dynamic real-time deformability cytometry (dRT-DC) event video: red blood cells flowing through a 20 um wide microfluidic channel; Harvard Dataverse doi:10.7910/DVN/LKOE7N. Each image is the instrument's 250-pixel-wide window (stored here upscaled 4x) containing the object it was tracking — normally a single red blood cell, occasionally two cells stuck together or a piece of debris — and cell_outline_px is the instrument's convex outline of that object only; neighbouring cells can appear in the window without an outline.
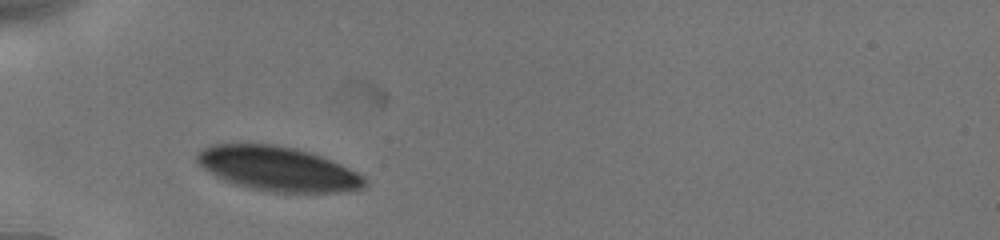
{"species": "human", "species_latin": "Homo sapiens", "temperature_condition": "cold", "stored_images_in_passage": 25, "camera_frame_rate_fps": 3000, "um_per_image_px": 0.085, "donor": {"sex": "male"}, "frame": {"image": 1, "passage_image": 4, "time_ms": 2.333, "image_size_px": [1000, 240], "cell_outline_px": [[368, 184], [364, 188], [344, 192], [268, 192], [248, 188], [232, 184], [208, 172], [196, 160], [196, 152], [200, 148], [212, 144], [272, 144], [296, 148], [312, 152], [332, 160], [364, 176], [368, 180]], "centroid_in_image_um": [23.62, 14.35], "position_along_channel_um": 61.4, "area_um2": 43.87}}
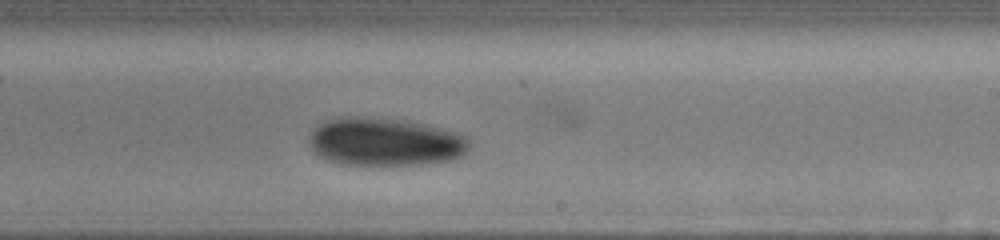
{"frame": {"image": 2, "passage_image": 11, "time_ms": 7.667, "image_size_px": [1000, 240], "cell_outline_px": [[472, 144], [464, 156], [452, 160], [420, 164], [340, 164], [328, 160], [320, 156], [312, 148], [308, 140], [312, 132], [324, 120], [336, 116], [364, 116], [404, 120], [444, 128], [460, 132]], "centroid_in_image_um": [32.76, 12.04], "position_along_channel_um": 256.2, "area_um2": 45.26}}
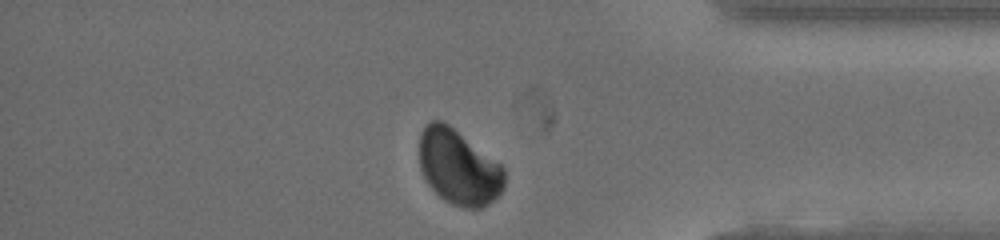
{"frame": {"image": 3, "passage_image": 22, "time_ms": 11.667, "image_size_px": [1000, 240], "cell_outline_px": [[504, 188], [500, 196], [488, 204], [480, 208], [464, 208], [452, 204], [444, 200], [428, 184], [420, 168], [420, 132], [432, 120], [440, 120], [448, 124], [504, 164]], "centroid_in_image_um": [39.03, 14.22], "position_along_channel_um": 396.2, "area_um2": 37.57}}